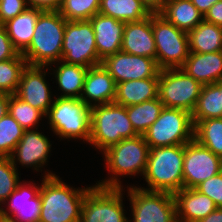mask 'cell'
Listing matches in <instances>:
<instances>
[{"label":"cell","instance_id":"36","mask_svg":"<svg viewBox=\"0 0 222 222\" xmlns=\"http://www.w3.org/2000/svg\"><path fill=\"white\" fill-rule=\"evenodd\" d=\"M10 157H0V207L21 182Z\"/></svg>","mask_w":222,"mask_h":222},{"label":"cell","instance_id":"10","mask_svg":"<svg viewBox=\"0 0 222 222\" xmlns=\"http://www.w3.org/2000/svg\"><path fill=\"white\" fill-rule=\"evenodd\" d=\"M203 85L181 68L161 69L158 97L166 108L194 110Z\"/></svg>","mask_w":222,"mask_h":222},{"label":"cell","instance_id":"12","mask_svg":"<svg viewBox=\"0 0 222 222\" xmlns=\"http://www.w3.org/2000/svg\"><path fill=\"white\" fill-rule=\"evenodd\" d=\"M123 191L93 185L85 196L80 222H129L123 208Z\"/></svg>","mask_w":222,"mask_h":222},{"label":"cell","instance_id":"44","mask_svg":"<svg viewBox=\"0 0 222 222\" xmlns=\"http://www.w3.org/2000/svg\"><path fill=\"white\" fill-rule=\"evenodd\" d=\"M9 109V94L0 92V119L3 118Z\"/></svg>","mask_w":222,"mask_h":222},{"label":"cell","instance_id":"25","mask_svg":"<svg viewBox=\"0 0 222 222\" xmlns=\"http://www.w3.org/2000/svg\"><path fill=\"white\" fill-rule=\"evenodd\" d=\"M41 12L40 9L28 8L3 24L13 46L19 53H22L31 43L36 20Z\"/></svg>","mask_w":222,"mask_h":222},{"label":"cell","instance_id":"31","mask_svg":"<svg viewBox=\"0 0 222 222\" xmlns=\"http://www.w3.org/2000/svg\"><path fill=\"white\" fill-rule=\"evenodd\" d=\"M194 139L222 158V118L200 120L194 127Z\"/></svg>","mask_w":222,"mask_h":222},{"label":"cell","instance_id":"28","mask_svg":"<svg viewBox=\"0 0 222 222\" xmlns=\"http://www.w3.org/2000/svg\"><path fill=\"white\" fill-rule=\"evenodd\" d=\"M99 13L125 23L142 20L151 14L140 0H100Z\"/></svg>","mask_w":222,"mask_h":222},{"label":"cell","instance_id":"42","mask_svg":"<svg viewBox=\"0 0 222 222\" xmlns=\"http://www.w3.org/2000/svg\"><path fill=\"white\" fill-rule=\"evenodd\" d=\"M219 0H191L193 5L199 10V12L205 16L211 6H213Z\"/></svg>","mask_w":222,"mask_h":222},{"label":"cell","instance_id":"15","mask_svg":"<svg viewBox=\"0 0 222 222\" xmlns=\"http://www.w3.org/2000/svg\"><path fill=\"white\" fill-rule=\"evenodd\" d=\"M101 64L113 77L116 84L129 80L159 77L161 70L155 59L122 51L108 56Z\"/></svg>","mask_w":222,"mask_h":222},{"label":"cell","instance_id":"35","mask_svg":"<svg viewBox=\"0 0 222 222\" xmlns=\"http://www.w3.org/2000/svg\"><path fill=\"white\" fill-rule=\"evenodd\" d=\"M100 0H63L59 12L66 21L90 20L99 13Z\"/></svg>","mask_w":222,"mask_h":222},{"label":"cell","instance_id":"40","mask_svg":"<svg viewBox=\"0 0 222 222\" xmlns=\"http://www.w3.org/2000/svg\"><path fill=\"white\" fill-rule=\"evenodd\" d=\"M63 0H26L29 8L42 11H59Z\"/></svg>","mask_w":222,"mask_h":222},{"label":"cell","instance_id":"13","mask_svg":"<svg viewBox=\"0 0 222 222\" xmlns=\"http://www.w3.org/2000/svg\"><path fill=\"white\" fill-rule=\"evenodd\" d=\"M222 171V158L195 139L184 144L183 188L198 184Z\"/></svg>","mask_w":222,"mask_h":222},{"label":"cell","instance_id":"9","mask_svg":"<svg viewBox=\"0 0 222 222\" xmlns=\"http://www.w3.org/2000/svg\"><path fill=\"white\" fill-rule=\"evenodd\" d=\"M133 219L129 222H177L174 194L127 186Z\"/></svg>","mask_w":222,"mask_h":222},{"label":"cell","instance_id":"41","mask_svg":"<svg viewBox=\"0 0 222 222\" xmlns=\"http://www.w3.org/2000/svg\"><path fill=\"white\" fill-rule=\"evenodd\" d=\"M204 20L222 27V0L210 7L204 16Z\"/></svg>","mask_w":222,"mask_h":222},{"label":"cell","instance_id":"17","mask_svg":"<svg viewBox=\"0 0 222 222\" xmlns=\"http://www.w3.org/2000/svg\"><path fill=\"white\" fill-rule=\"evenodd\" d=\"M37 130H25L21 140L17 143L10 156L15 168H17L16 165L19 162V165H22V167L24 165V167H32L39 172V169L47 164L52 144L47 136Z\"/></svg>","mask_w":222,"mask_h":222},{"label":"cell","instance_id":"14","mask_svg":"<svg viewBox=\"0 0 222 222\" xmlns=\"http://www.w3.org/2000/svg\"><path fill=\"white\" fill-rule=\"evenodd\" d=\"M20 182L7 198L8 211L0 207V220L6 222H38L41 214L40 188L33 182Z\"/></svg>","mask_w":222,"mask_h":222},{"label":"cell","instance_id":"26","mask_svg":"<svg viewBox=\"0 0 222 222\" xmlns=\"http://www.w3.org/2000/svg\"><path fill=\"white\" fill-rule=\"evenodd\" d=\"M53 64L57 65L56 68L49 70H53L54 79H56V84L60 88H58V91H62L58 97L80 98L88 68L81 65L67 64L62 60Z\"/></svg>","mask_w":222,"mask_h":222},{"label":"cell","instance_id":"38","mask_svg":"<svg viewBox=\"0 0 222 222\" xmlns=\"http://www.w3.org/2000/svg\"><path fill=\"white\" fill-rule=\"evenodd\" d=\"M28 8L26 0H0V24L3 25Z\"/></svg>","mask_w":222,"mask_h":222},{"label":"cell","instance_id":"3","mask_svg":"<svg viewBox=\"0 0 222 222\" xmlns=\"http://www.w3.org/2000/svg\"><path fill=\"white\" fill-rule=\"evenodd\" d=\"M149 146L143 135L122 139L103 151L105 167L110 175L105 180L98 181L96 186L103 188H124L120 176H143L148 161Z\"/></svg>","mask_w":222,"mask_h":222},{"label":"cell","instance_id":"1","mask_svg":"<svg viewBox=\"0 0 222 222\" xmlns=\"http://www.w3.org/2000/svg\"><path fill=\"white\" fill-rule=\"evenodd\" d=\"M40 188L41 214L38 222H80L82 205L93 187L73 188L51 171L44 172Z\"/></svg>","mask_w":222,"mask_h":222},{"label":"cell","instance_id":"7","mask_svg":"<svg viewBox=\"0 0 222 222\" xmlns=\"http://www.w3.org/2000/svg\"><path fill=\"white\" fill-rule=\"evenodd\" d=\"M194 127L191 113L164 107L143 136L149 148L183 145L194 139Z\"/></svg>","mask_w":222,"mask_h":222},{"label":"cell","instance_id":"5","mask_svg":"<svg viewBox=\"0 0 222 222\" xmlns=\"http://www.w3.org/2000/svg\"><path fill=\"white\" fill-rule=\"evenodd\" d=\"M137 135L127 116V107L115 102L91 107L89 144L95 149L102 152L122 139Z\"/></svg>","mask_w":222,"mask_h":222},{"label":"cell","instance_id":"18","mask_svg":"<svg viewBox=\"0 0 222 222\" xmlns=\"http://www.w3.org/2000/svg\"><path fill=\"white\" fill-rule=\"evenodd\" d=\"M116 82L102 64L89 67L80 99L89 107L114 102Z\"/></svg>","mask_w":222,"mask_h":222},{"label":"cell","instance_id":"11","mask_svg":"<svg viewBox=\"0 0 222 222\" xmlns=\"http://www.w3.org/2000/svg\"><path fill=\"white\" fill-rule=\"evenodd\" d=\"M62 61L89 68L101 64L98 57L95 33L89 20L66 21Z\"/></svg>","mask_w":222,"mask_h":222},{"label":"cell","instance_id":"21","mask_svg":"<svg viewBox=\"0 0 222 222\" xmlns=\"http://www.w3.org/2000/svg\"><path fill=\"white\" fill-rule=\"evenodd\" d=\"M177 222H199L218 207L195 188H182L174 194Z\"/></svg>","mask_w":222,"mask_h":222},{"label":"cell","instance_id":"4","mask_svg":"<svg viewBox=\"0 0 222 222\" xmlns=\"http://www.w3.org/2000/svg\"><path fill=\"white\" fill-rule=\"evenodd\" d=\"M184 144L150 148L143 178L148 191L175 194L183 188Z\"/></svg>","mask_w":222,"mask_h":222},{"label":"cell","instance_id":"34","mask_svg":"<svg viewBox=\"0 0 222 222\" xmlns=\"http://www.w3.org/2000/svg\"><path fill=\"white\" fill-rule=\"evenodd\" d=\"M25 129L9 114L0 119V157H10Z\"/></svg>","mask_w":222,"mask_h":222},{"label":"cell","instance_id":"20","mask_svg":"<svg viewBox=\"0 0 222 222\" xmlns=\"http://www.w3.org/2000/svg\"><path fill=\"white\" fill-rule=\"evenodd\" d=\"M89 21L95 33L97 53L101 61L121 51L125 22L100 13Z\"/></svg>","mask_w":222,"mask_h":222},{"label":"cell","instance_id":"32","mask_svg":"<svg viewBox=\"0 0 222 222\" xmlns=\"http://www.w3.org/2000/svg\"><path fill=\"white\" fill-rule=\"evenodd\" d=\"M26 66L27 62L21 53L10 60L0 61V92L15 94Z\"/></svg>","mask_w":222,"mask_h":222},{"label":"cell","instance_id":"24","mask_svg":"<svg viewBox=\"0 0 222 222\" xmlns=\"http://www.w3.org/2000/svg\"><path fill=\"white\" fill-rule=\"evenodd\" d=\"M158 14L186 32L194 29L204 20V16L193 5L191 0H166Z\"/></svg>","mask_w":222,"mask_h":222},{"label":"cell","instance_id":"39","mask_svg":"<svg viewBox=\"0 0 222 222\" xmlns=\"http://www.w3.org/2000/svg\"><path fill=\"white\" fill-rule=\"evenodd\" d=\"M19 51L13 46L4 25L0 24V61L15 58Z\"/></svg>","mask_w":222,"mask_h":222},{"label":"cell","instance_id":"19","mask_svg":"<svg viewBox=\"0 0 222 222\" xmlns=\"http://www.w3.org/2000/svg\"><path fill=\"white\" fill-rule=\"evenodd\" d=\"M121 51L156 60L152 13L142 20L125 23Z\"/></svg>","mask_w":222,"mask_h":222},{"label":"cell","instance_id":"46","mask_svg":"<svg viewBox=\"0 0 222 222\" xmlns=\"http://www.w3.org/2000/svg\"><path fill=\"white\" fill-rule=\"evenodd\" d=\"M217 84L222 88V79L218 81Z\"/></svg>","mask_w":222,"mask_h":222},{"label":"cell","instance_id":"43","mask_svg":"<svg viewBox=\"0 0 222 222\" xmlns=\"http://www.w3.org/2000/svg\"><path fill=\"white\" fill-rule=\"evenodd\" d=\"M151 13H158L166 0H140Z\"/></svg>","mask_w":222,"mask_h":222},{"label":"cell","instance_id":"37","mask_svg":"<svg viewBox=\"0 0 222 222\" xmlns=\"http://www.w3.org/2000/svg\"><path fill=\"white\" fill-rule=\"evenodd\" d=\"M195 189L212 199L218 208L222 207V171L201 182Z\"/></svg>","mask_w":222,"mask_h":222},{"label":"cell","instance_id":"30","mask_svg":"<svg viewBox=\"0 0 222 222\" xmlns=\"http://www.w3.org/2000/svg\"><path fill=\"white\" fill-rule=\"evenodd\" d=\"M163 103L158 98L127 107V116L135 132L143 135L159 117Z\"/></svg>","mask_w":222,"mask_h":222},{"label":"cell","instance_id":"8","mask_svg":"<svg viewBox=\"0 0 222 222\" xmlns=\"http://www.w3.org/2000/svg\"><path fill=\"white\" fill-rule=\"evenodd\" d=\"M152 30L158 67L180 68L190 52L187 32L166 21L158 13H152Z\"/></svg>","mask_w":222,"mask_h":222},{"label":"cell","instance_id":"2","mask_svg":"<svg viewBox=\"0 0 222 222\" xmlns=\"http://www.w3.org/2000/svg\"><path fill=\"white\" fill-rule=\"evenodd\" d=\"M66 20L59 11H42L37 20L29 46L21 53L28 65L54 66L62 60Z\"/></svg>","mask_w":222,"mask_h":222},{"label":"cell","instance_id":"6","mask_svg":"<svg viewBox=\"0 0 222 222\" xmlns=\"http://www.w3.org/2000/svg\"><path fill=\"white\" fill-rule=\"evenodd\" d=\"M52 132L63 139H80L89 143L91 132V107L80 98L56 97L48 110Z\"/></svg>","mask_w":222,"mask_h":222},{"label":"cell","instance_id":"33","mask_svg":"<svg viewBox=\"0 0 222 222\" xmlns=\"http://www.w3.org/2000/svg\"><path fill=\"white\" fill-rule=\"evenodd\" d=\"M8 112L25 130L38 129L40 120L45 117L40 110L32 107L15 94L9 95Z\"/></svg>","mask_w":222,"mask_h":222},{"label":"cell","instance_id":"22","mask_svg":"<svg viewBox=\"0 0 222 222\" xmlns=\"http://www.w3.org/2000/svg\"><path fill=\"white\" fill-rule=\"evenodd\" d=\"M180 68L201 85L217 83L222 79V51L189 52L188 58Z\"/></svg>","mask_w":222,"mask_h":222},{"label":"cell","instance_id":"27","mask_svg":"<svg viewBox=\"0 0 222 222\" xmlns=\"http://www.w3.org/2000/svg\"><path fill=\"white\" fill-rule=\"evenodd\" d=\"M189 51L208 53L222 51V27L203 20L187 32Z\"/></svg>","mask_w":222,"mask_h":222},{"label":"cell","instance_id":"29","mask_svg":"<svg viewBox=\"0 0 222 222\" xmlns=\"http://www.w3.org/2000/svg\"><path fill=\"white\" fill-rule=\"evenodd\" d=\"M191 115L194 126L200 120L222 118V88L217 83L202 86Z\"/></svg>","mask_w":222,"mask_h":222},{"label":"cell","instance_id":"16","mask_svg":"<svg viewBox=\"0 0 222 222\" xmlns=\"http://www.w3.org/2000/svg\"><path fill=\"white\" fill-rule=\"evenodd\" d=\"M49 66L28 65L24 68L15 95L40 110L45 116L53 104L51 88L46 82ZM47 70V71H46ZM52 97V98H51Z\"/></svg>","mask_w":222,"mask_h":222},{"label":"cell","instance_id":"45","mask_svg":"<svg viewBox=\"0 0 222 222\" xmlns=\"http://www.w3.org/2000/svg\"><path fill=\"white\" fill-rule=\"evenodd\" d=\"M199 222H222V207L217 208Z\"/></svg>","mask_w":222,"mask_h":222},{"label":"cell","instance_id":"23","mask_svg":"<svg viewBox=\"0 0 222 222\" xmlns=\"http://www.w3.org/2000/svg\"><path fill=\"white\" fill-rule=\"evenodd\" d=\"M159 77L129 80L116 84L114 102L125 107L158 98Z\"/></svg>","mask_w":222,"mask_h":222}]
</instances>
